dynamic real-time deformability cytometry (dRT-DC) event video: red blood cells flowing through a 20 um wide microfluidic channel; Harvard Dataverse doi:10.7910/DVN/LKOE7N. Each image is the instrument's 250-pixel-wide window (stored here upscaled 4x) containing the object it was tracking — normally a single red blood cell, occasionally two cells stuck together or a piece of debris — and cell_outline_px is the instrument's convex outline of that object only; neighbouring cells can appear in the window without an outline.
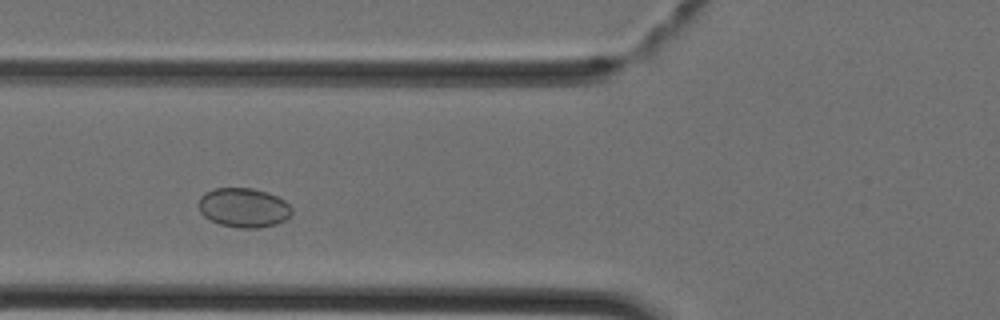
{"species": "Egyptian fruit bat (a non-hibernating species)", "species_latin": "Rousettus aegyptiacus", "temperature_condition": "cold", "stored_images_in_passage": 37, "camera_frame_rate_fps": 3000, "um_per_image_px": 0.085, "animal": {"sex": "female"}, "frame": {"image": 1, "passage_image": 9, "time_ms": 2.667, "image_size_px": [1000, 320], "cell_outline_px": [[292, 212], [284, 220], [276, 224], [256, 228], [240, 228], [220, 224], [204, 216], [200, 212], [200, 196], [204, 192], [212, 188], [252, 188], [268, 192], [284, 200], [292, 208]], "centroid_in_image_um": [20.7, 17.64], "position_along_channel_um": 105.1, "area_um2": 21.27}}
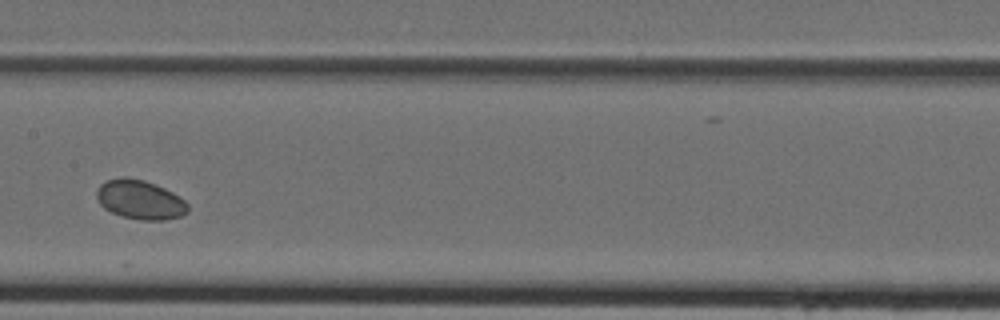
{"frame": {"image": 2, "passage_image": 15, "time_ms": 4.667, "image_size_px": [1000, 320], "cell_outline_px": [[188, 212], [180, 216], [164, 220], [140, 220], [120, 216], [104, 208], [100, 204], [96, 196], [96, 188], [104, 180], [124, 176], [144, 180], [156, 184], [172, 192], [184, 200], [188, 204]], "centroid_in_image_um": [11.87, 16.96], "position_along_channel_um": 195.5, "area_um2": 21.04}}
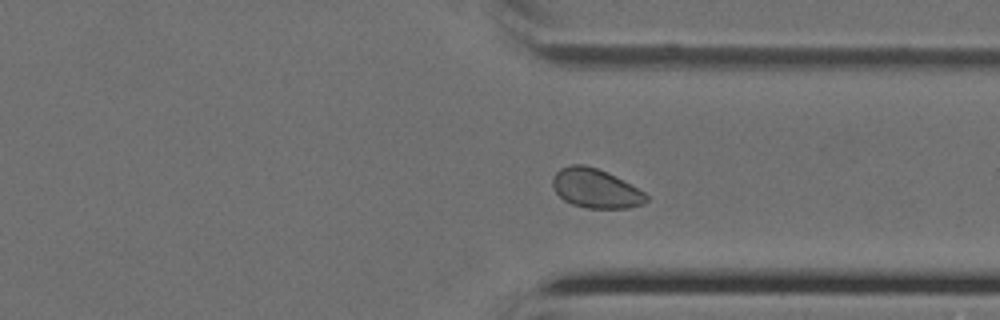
{"frame": {"image": 3, "passage_image": 26, "time_ms": 8.333, "image_size_px": [1000, 320], "cell_outline_px": [[648, 200], [644, 204], [628, 208], [584, 208], [572, 204], [564, 200], [556, 192], [552, 184], [552, 176], [560, 168], [572, 164], [584, 164], [608, 172], [644, 192], [648, 196]], "centroid_in_image_um": [50.61, 16.02], "position_along_channel_um": 360.8, "area_um2": 21.44}}